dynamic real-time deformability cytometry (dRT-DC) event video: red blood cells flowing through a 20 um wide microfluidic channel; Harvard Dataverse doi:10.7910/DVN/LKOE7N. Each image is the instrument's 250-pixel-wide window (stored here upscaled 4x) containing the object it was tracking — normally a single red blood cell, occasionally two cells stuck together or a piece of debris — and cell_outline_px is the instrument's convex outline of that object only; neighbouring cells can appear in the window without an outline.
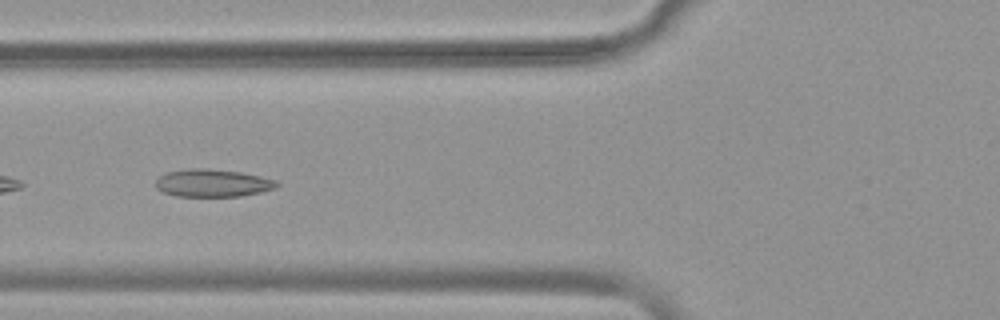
{"species": "common noctule bat (a hibernating species)", "species_latin": "Nyctalus noctula", "temperature_condition": "warm", "stored_images_in_passage": 36, "camera_frame_rate_fps": 3000, "um_per_image_px": 0.085, "animal": {"sex": "female", "body_mass_g": 19.9}, "frame": {"image": 1, "passage_image": 4, "time_ms": 1.0, "image_size_px": [1000, 320], "cell_outline_px": [[280, 184], [276, 188], [260, 192], [240, 196], [176, 196], [160, 192], [156, 188], [156, 180], [164, 172], [188, 168], [208, 168], [240, 172], [260, 176], [276, 180]], "centroid_in_image_um": [18.04, 15.55], "position_along_channel_um": 107.8, "area_um2": 19.71}}
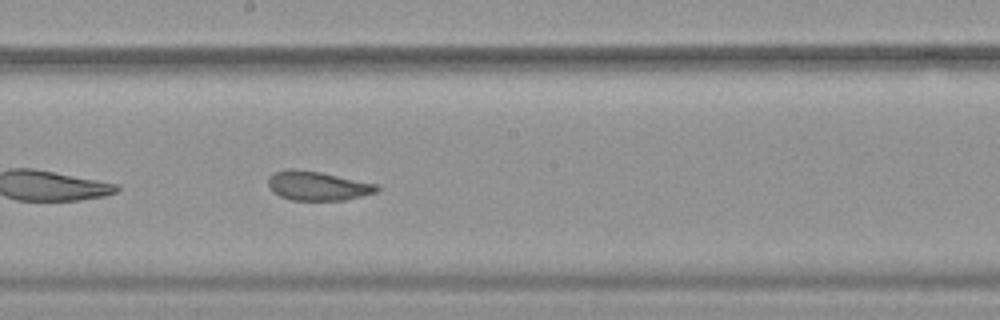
{"frame": {"image": 2, "passage_image": 13, "time_ms": 4.0, "image_size_px": [1000, 320], "cell_outline_px": [[380, 188], [376, 192], [344, 200], [292, 200], [280, 196], [272, 192], [268, 184], [268, 176], [272, 172], [288, 168], [292, 168], [320, 172], [380, 184]], "centroid_in_image_um": [26.97, 15.78], "position_along_channel_um": 221.2, "area_um2": 18.67}}
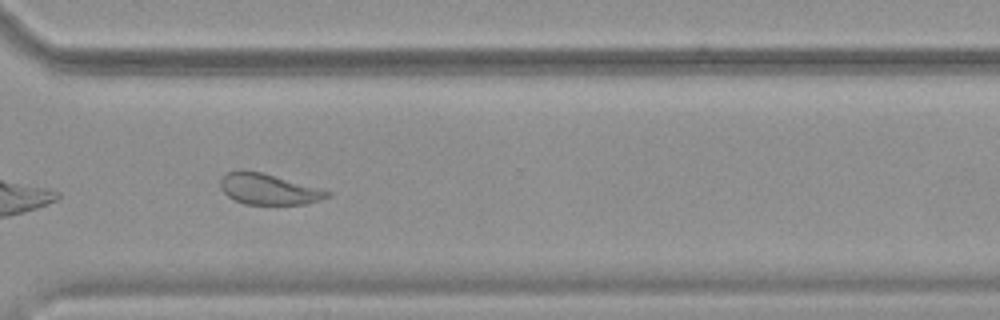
{"frame": {"image": 3, "passage_image": 23, "time_ms": 7.333, "image_size_px": [1000, 320], "cell_outline_px": [[332, 196], [320, 200], [304, 204], [244, 204], [228, 196], [220, 188], [220, 180], [228, 172], [240, 168], [260, 172], [320, 188], [332, 192]], "centroid_in_image_um": [22.82, 16.07], "position_along_channel_um": 347.8, "area_um2": 19.19}, "authors_computed_cell_mechanics": {"area_um2": 19.5942, "velocity_mm_per_s": 3.7889, "shape_relaxation_time_tau1_ms": 4.6141, "shape_relaxation_time_tau2_ms": 1.5243, "deformation_change_tau1": 0.0977, "deformation_change_tau2": 0.0766}}